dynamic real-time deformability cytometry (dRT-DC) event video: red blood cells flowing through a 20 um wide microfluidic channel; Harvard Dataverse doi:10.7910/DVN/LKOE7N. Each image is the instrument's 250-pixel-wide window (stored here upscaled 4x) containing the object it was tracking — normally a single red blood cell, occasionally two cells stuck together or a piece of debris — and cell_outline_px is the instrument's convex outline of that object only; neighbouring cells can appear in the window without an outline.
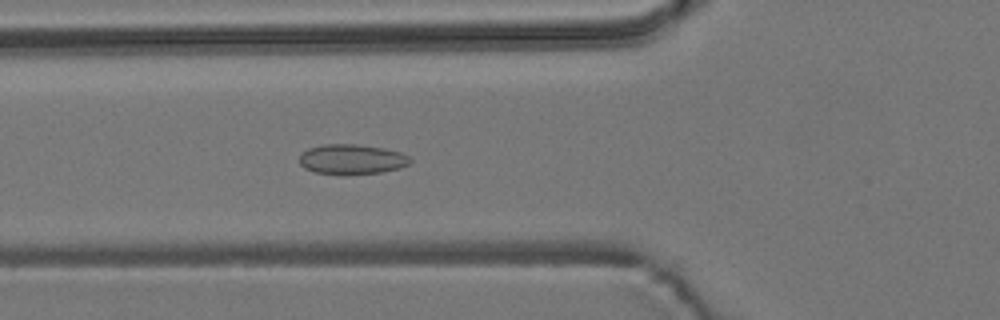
{"species": "common noctule bat (a hibernating species)", "species_latin": "Nyctalus noctula", "temperature_condition": "room temperature", "stored_images_in_passage": 4, "camera_frame_rate_fps": 3000, "um_per_image_px": 0.085, "animal": {"sex": "male", "body_mass_g": 19.2, "forearm_length_mm": 51.8}, "frame": {"image": 1, "passage_image": 4, "time_ms": 3.333, "image_size_px": [1000, 320], "cell_outline_px": [[412, 160], [408, 164], [400, 168], [380, 172], [344, 176], [340, 176], [316, 172], [304, 168], [300, 164], [300, 156], [308, 148], [320, 144], [356, 144], [384, 148], [400, 152], [408, 156]], "centroid_in_image_um": [29.89, 13.55], "position_along_channel_um": 95.9, "area_um2": 19.65}}